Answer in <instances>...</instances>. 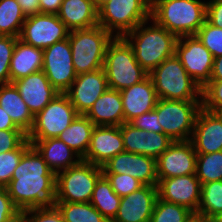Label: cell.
<instances>
[{"label":"cell","instance_id":"6da1fadb","mask_svg":"<svg viewBox=\"0 0 222 222\" xmlns=\"http://www.w3.org/2000/svg\"><path fill=\"white\" fill-rule=\"evenodd\" d=\"M6 188L20 212L51 206L56 198V174L31 145L22 155Z\"/></svg>","mask_w":222,"mask_h":222},{"label":"cell","instance_id":"7a4b0ae2","mask_svg":"<svg viewBox=\"0 0 222 222\" xmlns=\"http://www.w3.org/2000/svg\"><path fill=\"white\" fill-rule=\"evenodd\" d=\"M152 23L147 25L148 22ZM123 38L131 45L137 62L150 74L165 59L175 55L178 37L148 19Z\"/></svg>","mask_w":222,"mask_h":222},{"label":"cell","instance_id":"3957f363","mask_svg":"<svg viewBox=\"0 0 222 222\" xmlns=\"http://www.w3.org/2000/svg\"><path fill=\"white\" fill-rule=\"evenodd\" d=\"M207 2L201 0H154L150 18L178 38L195 35L206 21Z\"/></svg>","mask_w":222,"mask_h":222},{"label":"cell","instance_id":"277c9868","mask_svg":"<svg viewBox=\"0 0 222 222\" xmlns=\"http://www.w3.org/2000/svg\"><path fill=\"white\" fill-rule=\"evenodd\" d=\"M103 69L108 86L121 91L146 79L149 74L137 62L131 45L123 37L108 44Z\"/></svg>","mask_w":222,"mask_h":222},{"label":"cell","instance_id":"5b68a950","mask_svg":"<svg viewBox=\"0 0 222 222\" xmlns=\"http://www.w3.org/2000/svg\"><path fill=\"white\" fill-rule=\"evenodd\" d=\"M158 99L202 100V88L191 78L180 59H165L150 74Z\"/></svg>","mask_w":222,"mask_h":222},{"label":"cell","instance_id":"8992f818","mask_svg":"<svg viewBox=\"0 0 222 222\" xmlns=\"http://www.w3.org/2000/svg\"><path fill=\"white\" fill-rule=\"evenodd\" d=\"M68 38L77 75L103 68L107 46L114 38L110 32L96 25L72 30Z\"/></svg>","mask_w":222,"mask_h":222},{"label":"cell","instance_id":"52a82bcc","mask_svg":"<svg viewBox=\"0 0 222 222\" xmlns=\"http://www.w3.org/2000/svg\"><path fill=\"white\" fill-rule=\"evenodd\" d=\"M148 0H109L98 9V25L114 37H123L150 19Z\"/></svg>","mask_w":222,"mask_h":222},{"label":"cell","instance_id":"ba28073f","mask_svg":"<svg viewBox=\"0 0 222 222\" xmlns=\"http://www.w3.org/2000/svg\"><path fill=\"white\" fill-rule=\"evenodd\" d=\"M202 100L158 99L155 111L163 133L173 141H189Z\"/></svg>","mask_w":222,"mask_h":222},{"label":"cell","instance_id":"9c48e42d","mask_svg":"<svg viewBox=\"0 0 222 222\" xmlns=\"http://www.w3.org/2000/svg\"><path fill=\"white\" fill-rule=\"evenodd\" d=\"M102 167L81 160L77 165L56 174L55 202H90Z\"/></svg>","mask_w":222,"mask_h":222},{"label":"cell","instance_id":"30bf717a","mask_svg":"<svg viewBox=\"0 0 222 222\" xmlns=\"http://www.w3.org/2000/svg\"><path fill=\"white\" fill-rule=\"evenodd\" d=\"M78 115L69 97L59 93L39 113L27 134V139L57 138Z\"/></svg>","mask_w":222,"mask_h":222},{"label":"cell","instance_id":"8fae6325","mask_svg":"<svg viewBox=\"0 0 222 222\" xmlns=\"http://www.w3.org/2000/svg\"><path fill=\"white\" fill-rule=\"evenodd\" d=\"M70 30L57 14L39 13L26 17L19 40L25 44L45 49L68 38Z\"/></svg>","mask_w":222,"mask_h":222},{"label":"cell","instance_id":"7c38bea8","mask_svg":"<svg viewBox=\"0 0 222 222\" xmlns=\"http://www.w3.org/2000/svg\"><path fill=\"white\" fill-rule=\"evenodd\" d=\"M50 84L65 93L76 79L69 38L43 49V68Z\"/></svg>","mask_w":222,"mask_h":222},{"label":"cell","instance_id":"4fadbf2b","mask_svg":"<svg viewBox=\"0 0 222 222\" xmlns=\"http://www.w3.org/2000/svg\"><path fill=\"white\" fill-rule=\"evenodd\" d=\"M175 55L180 59L187 74L201 88L209 82L214 57L196 35L179 37L176 43Z\"/></svg>","mask_w":222,"mask_h":222},{"label":"cell","instance_id":"5bb4252c","mask_svg":"<svg viewBox=\"0 0 222 222\" xmlns=\"http://www.w3.org/2000/svg\"><path fill=\"white\" fill-rule=\"evenodd\" d=\"M197 153L190 141H174L157 159V180L196 172Z\"/></svg>","mask_w":222,"mask_h":222},{"label":"cell","instance_id":"9a60e30c","mask_svg":"<svg viewBox=\"0 0 222 222\" xmlns=\"http://www.w3.org/2000/svg\"><path fill=\"white\" fill-rule=\"evenodd\" d=\"M158 198L182 205L195 214L201 198V183L195 174L158 180Z\"/></svg>","mask_w":222,"mask_h":222},{"label":"cell","instance_id":"2e32d148","mask_svg":"<svg viewBox=\"0 0 222 222\" xmlns=\"http://www.w3.org/2000/svg\"><path fill=\"white\" fill-rule=\"evenodd\" d=\"M109 88L103 68L78 74L65 92L78 114L85 115L94 102Z\"/></svg>","mask_w":222,"mask_h":222},{"label":"cell","instance_id":"e0dca14e","mask_svg":"<svg viewBox=\"0 0 222 222\" xmlns=\"http://www.w3.org/2000/svg\"><path fill=\"white\" fill-rule=\"evenodd\" d=\"M103 173L129 174L143 185L157 186L156 159L136 153L122 152L102 166Z\"/></svg>","mask_w":222,"mask_h":222},{"label":"cell","instance_id":"ac0fdd59","mask_svg":"<svg viewBox=\"0 0 222 222\" xmlns=\"http://www.w3.org/2000/svg\"><path fill=\"white\" fill-rule=\"evenodd\" d=\"M197 154L222 151V113L200 109L189 140Z\"/></svg>","mask_w":222,"mask_h":222},{"label":"cell","instance_id":"d6986e66","mask_svg":"<svg viewBox=\"0 0 222 222\" xmlns=\"http://www.w3.org/2000/svg\"><path fill=\"white\" fill-rule=\"evenodd\" d=\"M125 152L120 126H95L83 161L102 167L112 157Z\"/></svg>","mask_w":222,"mask_h":222},{"label":"cell","instance_id":"ffe728a7","mask_svg":"<svg viewBox=\"0 0 222 222\" xmlns=\"http://www.w3.org/2000/svg\"><path fill=\"white\" fill-rule=\"evenodd\" d=\"M157 198V186L144 185L121 198L118 212L111 222H150Z\"/></svg>","mask_w":222,"mask_h":222},{"label":"cell","instance_id":"44dd1931","mask_svg":"<svg viewBox=\"0 0 222 222\" xmlns=\"http://www.w3.org/2000/svg\"><path fill=\"white\" fill-rule=\"evenodd\" d=\"M12 83L17 88L33 116L39 113L60 93L50 84L42 70L15 80Z\"/></svg>","mask_w":222,"mask_h":222},{"label":"cell","instance_id":"7402d4cb","mask_svg":"<svg viewBox=\"0 0 222 222\" xmlns=\"http://www.w3.org/2000/svg\"><path fill=\"white\" fill-rule=\"evenodd\" d=\"M124 123L155 109L158 97L150 76L143 81L120 91Z\"/></svg>","mask_w":222,"mask_h":222},{"label":"cell","instance_id":"603a6c76","mask_svg":"<svg viewBox=\"0 0 222 222\" xmlns=\"http://www.w3.org/2000/svg\"><path fill=\"white\" fill-rule=\"evenodd\" d=\"M28 140L55 174L77 165L82 160L75 151L58 138Z\"/></svg>","mask_w":222,"mask_h":222},{"label":"cell","instance_id":"cb8c5ba5","mask_svg":"<svg viewBox=\"0 0 222 222\" xmlns=\"http://www.w3.org/2000/svg\"><path fill=\"white\" fill-rule=\"evenodd\" d=\"M85 115L95 126H121L124 111L120 91L108 88Z\"/></svg>","mask_w":222,"mask_h":222},{"label":"cell","instance_id":"d4e9b609","mask_svg":"<svg viewBox=\"0 0 222 222\" xmlns=\"http://www.w3.org/2000/svg\"><path fill=\"white\" fill-rule=\"evenodd\" d=\"M57 16L70 31L98 25V10L93 0H63Z\"/></svg>","mask_w":222,"mask_h":222},{"label":"cell","instance_id":"484cf974","mask_svg":"<svg viewBox=\"0 0 222 222\" xmlns=\"http://www.w3.org/2000/svg\"><path fill=\"white\" fill-rule=\"evenodd\" d=\"M43 68V49L17 40L10 61V83Z\"/></svg>","mask_w":222,"mask_h":222},{"label":"cell","instance_id":"4316f807","mask_svg":"<svg viewBox=\"0 0 222 222\" xmlns=\"http://www.w3.org/2000/svg\"><path fill=\"white\" fill-rule=\"evenodd\" d=\"M0 106L18 128L26 134L29 133L34 123V116L13 83L0 84Z\"/></svg>","mask_w":222,"mask_h":222},{"label":"cell","instance_id":"83f0119b","mask_svg":"<svg viewBox=\"0 0 222 222\" xmlns=\"http://www.w3.org/2000/svg\"><path fill=\"white\" fill-rule=\"evenodd\" d=\"M95 125L83 114H78L72 123L57 137L81 158L86 155Z\"/></svg>","mask_w":222,"mask_h":222},{"label":"cell","instance_id":"f1b7e54d","mask_svg":"<svg viewBox=\"0 0 222 222\" xmlns=\"http://www.w3.org/2000/svg\"><path fill=\"white\" fill-rule=\"evenodd\" d=\"M121 197L111 187L107 177L102 174L94 187L90 203L110 222L115 218Z\"/></svg>","mask_w":222,"mask_h":222},{"label":"cell","instance_id":"f546056e","mask_svg":"<svg viewBox=\"0 0 222 222\" xmlns=\"http://www.w3.org/2000/svg\"><path fill=\"white\" fill-rule=\"evenodd\" d=\"M196 215L218 222L222 218V180L201 184V198Z\"/></svg>","mask_w":222,"mask_h":222},{"label":"cell","instance_id":"4dcf8cb0","mask_svg":"<svg viewBox=\"0 0 222 222\" xmlns=\"http://www.w3.org/2000/svg\"><path fill=\"white\" fill-rule=\"evenodd\" d=\"M25 20L16 0H0V35L19 38Z\"/></svg>","mask_w":222,"mask_h":222},{"label":"cell","instance_id":"1f68e13d","mask_svg":"<svg viewBox=\"0 0 222 222\" xmlns=\"http://www.w3.org/2000/svg\"><path fill=\"white\" fill-rule=\"evenodd\" d=\"M65 222H110L90 202H54Z\"/></svg>","mask_w":222,"mask_h":222},{"label":"cell","instance_id":"d6a6232c","mask_svg":"<svg viewBox=\"0 0 222 222\" xmlns=\"http://www.w3.org/2000/svg\"><path fill=\"white\" fill-rule=\"evenodd\" d=\"M195 175L201 184L222 180V151L197 154Z\"/></svg>","mask_w":222,"mask_h":222},{"label":"cell","instance_id":"836d02e7","mask_svg":"<svg viewBox=\"0 0 222 222\" xmlns=\"http://www.w3.org/2000/svg\"><path fill=\"white\" fill-rule=\"evenodd\" d=\"M194 214L182 205L157 198L150 222H187Z\"/></svg>","mask_w":222,"mask_h":222},{"label":"cell","instance_id":"e575fe53","mask_svg":"<svg viewBox=\"0 0 222 222\" xmlns=\"http://www.w3.org/2000/svg\"><path fill=\"white\" fill-rule=\"evenodd\" d=\"M32 144L26 139L17 149L0 153V187H7L25 151Z\"/></svg>","mask_w":222,"mask_h":222},{"label":"cell","instance_id":"d590c367","mask_svg":"<svg viewBox=\"0 0 222 222\" xmlns=\"http://www.w3.org/2000/svg\"><path fill=\"white\" fill-rule=\"evenodd\" d=\"M120 129L123 136L125 152L146 156L147 132L136 128L130 122L123 123Z\"/></svg>","mask_w":222,"mask_h":222},{"label":"cell","instance_id":"8d00e7d4","mask_svg":"<svg viewBox=\"0 0 222 222\" xmlns=\"http://www.w3.org/2000/svg\"><path fill=\"white\" fill-rule=\"evenodd\" d=\"M195 35L214 58L222 56V28H217L206 20Z\"/></svg>","mask_w":222,"mask_h":222},{"label":"cell","instance_id":"74e56055","mask_svg":"<svg viewBox=\"0 0 222 222\" xmlns=\"http://www.w3.org/2000/svg\"><path fill=\"white\" fill-rule=\"evenodd\" d=\"M20 222H65L55 205L31 208L21 212Z\"/></svg>","mask_w":222,"mask_h":222},{"label":"cell","instance_id":"f35d334b","mask_svg":"<svg viewBox=\"0 0 222 222\" xmlns=\"http://www.w3.org/2000/svg\"><path fill=\"white\" fill-rule=\"evenodd\" d=\"M202 107L222 113V80H209L202 88Z\"/></svg>","mask_w":222,"mask_h":222},{"label":"cell","instance_id":"ab89813d","mask_svg":"<svg viewBox=\"0 0 222 222\" xmlns=\"http://www.w3.org/2000/svg\"><path fill=\"white\" fill-rule=\"evenodd\" d=\"M19 38L0 35V84L10 83V61Z\"/></svg>","mask_w":222,"mask_h":222},{"label":"cell","instance_id":"60d3db41","mask_svg":"<svg viewBox=\"0 0 222 222\" xmlns=\"http://www.w3.org/2000/svg\"><path fill=\"white\" fill-rule=\"evenodd\" d=\"M114 192L121 198L139 190L144 185L129 174L103 173Z\"/></svg>","mask_w":222,"mask_h":222},{"label":"cell","instance_id":"b9f144b4","mask_svg":"<svg viewBox=\"0 0 222 222\" xmlns=\"http://www.w3.org/2000/svg\"><path fill=\"white\" fill-rule=\"evenodd\" d=\"M146 156L157 159L174 142L164 133L147 132Z\"/></svg>","mask_w":222,"mask_h":222},{"label":"cell","instance_id":"7bdbcfd3","mask_svg":"<svg viewBox=\"0 0 222 222\" xmlns=\"http://www.w3.org/2000/svg\"><path fill=\"white\" fill-rule=\"evenodd\" d=\"M21 212L12 203L8 190L0 187V222H20Z\"/></svg>","mask_w":222,"mask_h":222},{"label":"cell","instance_id":"ee69618b","mask_svg":"<svg viewBox=\"0 0 222 222\" xmlns=\"http://www.w3.org/2000/svg\"><path fill=\"white\" fill-rule=\"evenodd\" d=\"M26 139L22 130H0V153L17 149Z\"/></svg>","mask_w":222,"mask_h":222},{"label":"cell","instance_id":"f6af8a7d","mask_svg":"<svg viewBox=\"0 0 222 222\" xmlns=\"http://www.w3.org/2000/svg\"><path fill=\"white\" fill-rule=\"evenodd\" d=\"M136 128L144 130L146 132H156L163 133L161 124L158 122L157 112L153 109L149 112H146L138 117L134 118L130 122Z\"/></svg>","mask_w":222,"mask_h":222},{"label":"cell","instance_id":"bcb514c9","mask_svg":"<svg viewBox=\"0 0 222 222\" xmlns=\"http://www.w3.org/2000/svg\"><path fill=\"white\" fill-rule=\"evenodd\" d=\"M206 20L217 28H222V0L207 1Z\"/></svg>","mask_w":222,"mask_h":222},{"label":"cell","instance_id":"7dc6e473","mask_svg":"<svg viewBox=\"0 0 222 222\" xmlns=\"http://www.w3.org/2000/svg\"><path fill=\"white\" fill-rule=\"evenodd\" d=\"M25 16L41 13L39 0H16Z\"/></svg>","mask_w":222,"mask_h":222},{"label":"cell","instance_id":"c3c4849f","mask_svg":"<svg viewBox=\"0 0 222 222\" xmlns=\"http://www.w3.org/2000/svg\"><path fill=\"white\" fill-rule=\"evenodd\" d=\"M41 13L57 14L63 0H39Z\"/></svg>","mask_w":222,"mask_h":222},{"label":"cell","instance_id":"681fc988","mask_svg":"<svg viewBox=\"0 0 222 222\" xmlns=\"http://www.w3.org/2000/svg\"><path fill=\"white\" fill-rule=\"evenodd\" d=\"M0 130H21L18 128L7 112L0 106Z\"/></svg>","mask_w":222,"mask_h":222},{"label":"cell","instance_id":"f907efd6","mask_svg":"<svg viewBox=\"0 0 222 222\" xmlns=\"http://www.w3.org/2000/svg\"><path fill=\"white\" fill-rule=\"evenodd\" d=\"M210 80H222V56L214 58Z\"/></svg>","mask_w":222,"mask_h":222},{"label":"cell","instance_id":"816d5d0a","mask_svg":"<svg viewBox=\"0 0 222 222\" xmlns=\"http://www.w3.org/2000/svg\"><path fill=\"white\" fill-rule=\"evenodd\" d=\"M187 222H212L206 220L204 217L194 214Z\"/></svg>","mask_w":222,"mask_h":222},{"label":"cell","instance_id":"f5cc1de1","mask_svg":"<svg viewBox=\"0 0 222 222\" xmlns=\"http://www.w3.org/2000/svg\"><path fill=\"white\" fill-rule=\"evenodd\" d=\"M109 0H93L95 8L98 10L102 5L107 3Z\"/></svg>","mask_w":222,"mask_h":222}]
</instances>
